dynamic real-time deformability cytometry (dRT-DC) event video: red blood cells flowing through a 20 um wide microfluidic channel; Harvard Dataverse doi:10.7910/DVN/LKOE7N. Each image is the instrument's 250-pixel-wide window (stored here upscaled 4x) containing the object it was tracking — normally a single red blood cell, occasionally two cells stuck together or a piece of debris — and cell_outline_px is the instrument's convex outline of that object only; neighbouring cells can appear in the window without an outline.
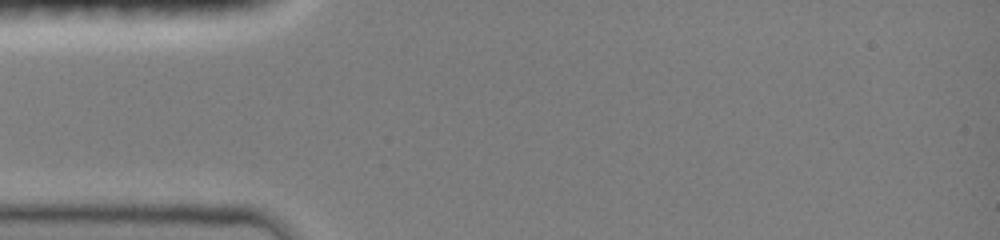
{"species": "common noctule bat (a hibernating species)", "species_latin": "Nyctalus noctula", "temperature_condition": "room temperature", "stored_images_in_passage": 1, "camera_frame_rate_fps": 3000, "um_per_image_px": 0.085, "animal": {"sex": "female", "body_mass_g": 19.0, "forearm_length_mm": 51.5}, "frame": {"image": 1, "passage_image": 1, "time_ms": 0.0, "image_size_px": [1000, 240], "cell_outline_px": [[908, 44], [900, 68], [872, 64], [848, 52], [848, 32], [880, 12], [892, 16], [896, 20]], "centroid_in_image_um": [74.69, 3.52], "position_along_channel_um": 10.3, "area_um2": 17.05}}